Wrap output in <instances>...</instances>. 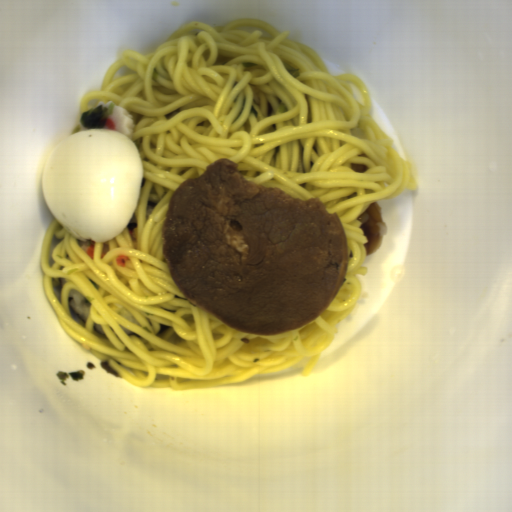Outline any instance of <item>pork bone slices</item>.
Here are the masks:
<instances>
[{
    "instance_id": "1",
    "label": "pork bone slices",
    "mask_w": 512,
    "mask_h": 512,
    "mask_svg": "<svg viewBox=\"0 0 512 512\" xmlns=\"http://www.w3.org/2000/svg\"><path fill=\"white\" fill-rule=\"evenodd\" d=\"M161 250L191 305L263 337L322 315L350 264L336 211H327L318 196L300 199L247 179L229 157L172 192Z\"/></svg>"
},
{
    "instance_id": "2",
    "label": "pork bone slices",
    "mask_w": 512,
    "mask_h": 512,
    "mask_svg": "<svg viewBox=\"0 0 512 512\" xmlns=\"http://www.w3.org/2000/svg\"><path fill=\"white\" fill-rule=\"evenodd\" d=\"M361 224L364 235L368 238V242L364 245L366 249V257L370 256L381 248L385 234L388 233V225L384 219L382 206L378 201L372 202L371 205L357 217Z\"/></svg>"
},
{
    "instance_id": "3",
    "label": "pork bone slices",
    "mask_w": 512,
    "mask_h": 512,
    "mask_svg": "<svg viewBox=\"0 0 512 512\" xmlns=\"http://www.w3.org/2000/svg\"><path fill=\"white\" fill-rule=\"evenodd\" d=\"M349 168H351L352 170H354V171H356L358 173L370 169L366 164H364L362 162L350 163Z\"/></svg>"
}]
</instances>
